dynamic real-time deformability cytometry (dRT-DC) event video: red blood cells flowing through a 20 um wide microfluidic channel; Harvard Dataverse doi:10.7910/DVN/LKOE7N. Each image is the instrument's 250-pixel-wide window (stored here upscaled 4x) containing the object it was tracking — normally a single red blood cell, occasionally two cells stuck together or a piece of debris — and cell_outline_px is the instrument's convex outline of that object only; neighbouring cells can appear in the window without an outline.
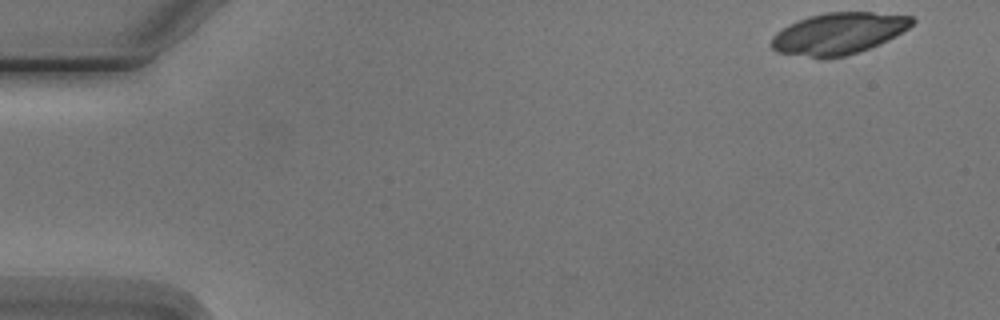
{"species": "Egyptian fruit bat (a non-hibernating species)", "species_latin": "Rousettus aegyptiacus", "temperature_condition": "cold", "stored_images_in_passage": 9, "camera_frame_rate_fps": 3000, "um_per_image_px": 0.085, "animal": {"sex": "male"}, "frame": {"image": 1, "passage_image": 1, "time_ms": 0.0, "image_size_px": [1000, 320], "cell_outline_px": [[916, 20], [908, 28], [888, 40], [880, 44], [844, 56], [820, 60], [776, 52], [768, 44], [772, 36], [776, 32], [788, 24], [808, 16], [824, 12], [872, 12], [912, 16]], "centroid_in_image_um": [71.2, 2.86], "position_along_channel_um": 13.8, "area_um2": 34.56}}